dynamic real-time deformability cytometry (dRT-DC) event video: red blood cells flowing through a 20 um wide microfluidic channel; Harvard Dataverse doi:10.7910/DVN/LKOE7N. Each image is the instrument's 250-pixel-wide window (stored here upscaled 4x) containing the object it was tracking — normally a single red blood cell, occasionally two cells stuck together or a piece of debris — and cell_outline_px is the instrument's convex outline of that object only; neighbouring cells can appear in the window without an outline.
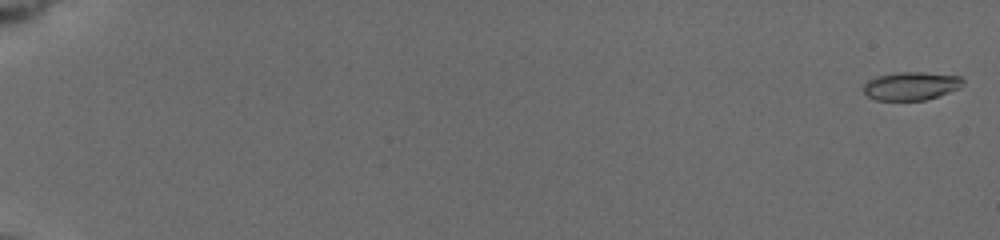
{"species": "common noctule bat (a hibernating species)", "species_latin": "Nyctalus noctula", "temperature_condition": "cold", "stored_images_in_passage": 103, "camera_frame_rate_fps": 3000, "um_per_image_px": 0.085, "animal": {"sex": "female", "body_mass_g": 19.5, "forearm_length_mm": 54.1}, "frame": {"image": 1, "passage_image": 2, "time_ms": 0.333, "image_size_px": [1000, 240], "cell_outline_px": [[964, 84], [960, 88], [924, 100], [876, 100], [868, 96], [864, 92], [864, 84], [868, 80], [876, 76], [896, 72], [924, 72], [960, 76], [964, 80]], "centroid_in_image_um": [77.44, 7.29], "position_along_channel_um": 7.6, "area_um2": 16.36}}
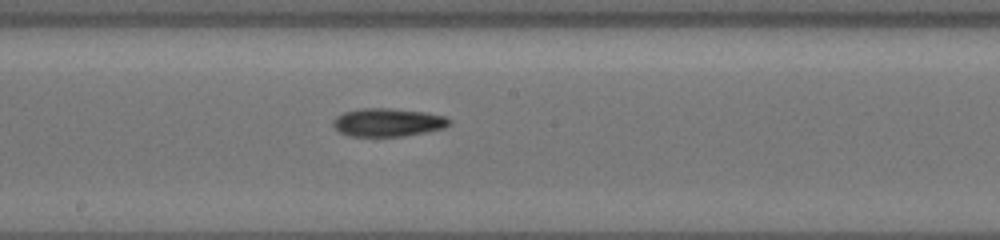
{"frame": {"image": 2, "passage_image": 55, "time_ms": 11.333, "image_size_px": [1000, 240], "cell_outline_px": [[452, 124], [444, 128], [428, 132], [404, 136], [348, 136], [340, 132], [332, 124], [332, 120], [336, 116], [344, 112], [360, 108], [388, 108], [428, 112], [444, 116], [452, 120]], "centroid_in_image_um": [33.0, 10.4], "position_along_channel_um": 215.2, "area_um2": 19.36}}
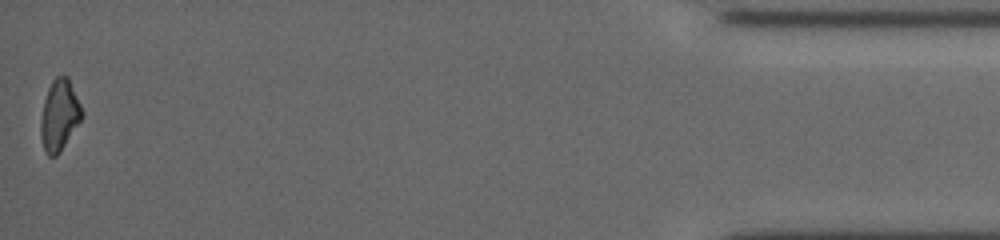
{"frame": {"image": 3, "passage_image": 101, "time_ms": 19.0, "image_size_px": [1000, 240], "cell_outline_px": [[84, 112], [80, 120], [60, 152], [56, 156], [48, 156], [44, 148], [40, 136], [40, 120], [44, 100], [48, 88], [52, 80], [56, 76], [68, 76]], "centroid_in_image_um": [5.04, 9.78], "position_along_channel_um": 430.2, "area_um2": 16.94}, "authors_computed_cell_mechanics": {"area_um2": 17.5712, "velocity_mm_per_s": 3.7848, "shape_relaxation_time_tau1_ms": 8.9776, "shape_relaxation_time_tau2_ms": 7.9088, "deformation_change_tau1": 0.1957, "deformation_change_tau2": 0.1669}}